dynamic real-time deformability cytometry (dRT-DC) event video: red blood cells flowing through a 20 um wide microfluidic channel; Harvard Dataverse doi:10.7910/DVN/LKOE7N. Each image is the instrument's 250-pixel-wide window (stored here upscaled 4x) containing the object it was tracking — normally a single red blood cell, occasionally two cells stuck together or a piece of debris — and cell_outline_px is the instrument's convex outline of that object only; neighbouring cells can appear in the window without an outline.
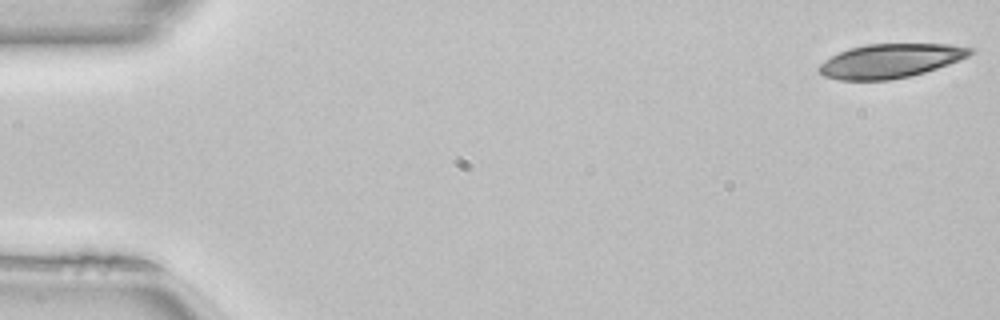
{"species": "common noctule bat (a hibernating species)", "species_latin": "Nyctalus noctula", "temperature_condition": "room temperature", "stored_images_in_passage": 49, "camera_frame_rate_fps": 3000, "um_per_image_px": 0.085, "animal": {"sex": "female", "body_mass_g": 22.7, "forearm_length_mm": 54.2}, "frame": {"image": 1, "passage_image": 1, "time_ms": 0.0, "image_size_px": [1000, 320], "cell_outline_px": [[972, 52], [968, 56], [948, 64], [924, 72], [908, 76], [888, 80], [840, 80], [824, 76], [816, 68], [824, 60], [848, 48], [868, 44], [948, 44], [972, 48]], "centroid_in_image_um": [75.63, 5.17], "position_along_channel_um": 9.4, "area_um2": 29.65}}